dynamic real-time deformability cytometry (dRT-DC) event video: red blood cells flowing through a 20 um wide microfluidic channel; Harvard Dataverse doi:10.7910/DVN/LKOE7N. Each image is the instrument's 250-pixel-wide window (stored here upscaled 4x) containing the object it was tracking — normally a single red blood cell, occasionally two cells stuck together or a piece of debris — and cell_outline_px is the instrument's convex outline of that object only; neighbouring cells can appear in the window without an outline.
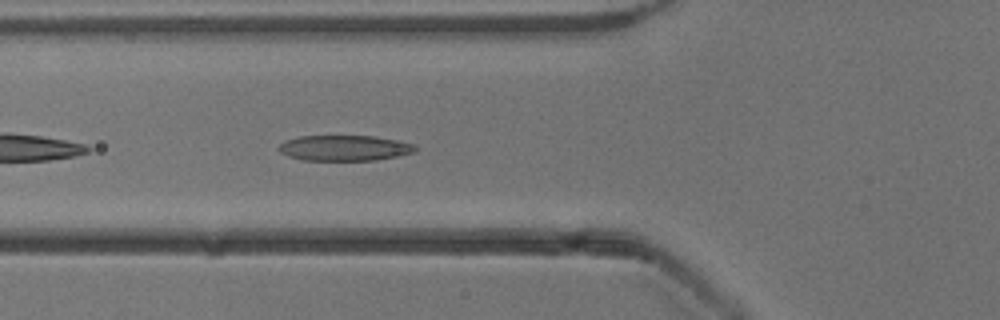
{"species": "common noctule bat (a hibernating species)", "species_latin": "Nyctalus noctula", "temperature_condition": "cold", "stored_images_in_passage": 24, "camera_frame_rate_fps": 3000, "um_per_image_px": 0.085, "animal": {"sex": "male", "body_mass_g": 13.3}, "frame": {"image": 1, "passage_image": 5, "time_ms": 1.333, "image_size_px": [1000, 320], "cell_outline_px": [[416, 152], [400, 156], [376, 160], [304, 160], [288, 156], [280, 152], [280, 144], [284, 140], [300, 136], [376, 136], [400, 140], [416, 144]], "centroid_in_image_um": [29.35, 12.57], "position_along_channel_um": 96.4, "area_um2": 20.52}}
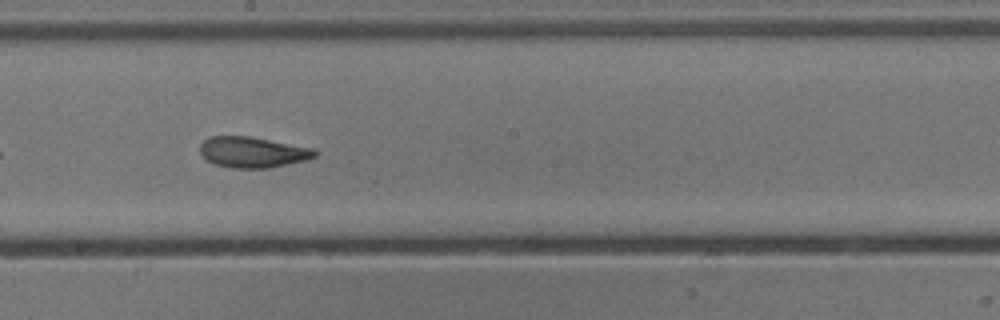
{"frame": {"image": 2, "passage_image": 15, "time_ms": 4.667, "image_size_px": [1000, 320], "cell_outline_px": [[316, 156], [308, 160], [268, 168], [232, 168], [216, 164], [208, 160], [200, 152], [200, 144], [208, 136], [248, 136], [316, 148]], "centroid_in_image_um": [21.51, 12.93], "position_along_channel_um": 226.7, "area_um2": 20.63}}
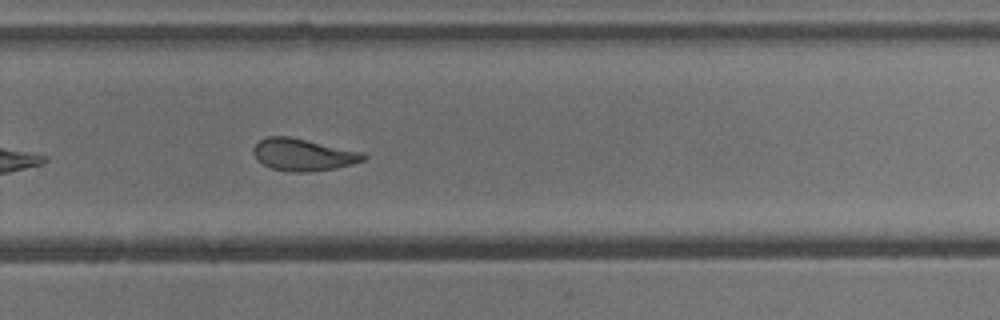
{"frame": {"image": 3, "passage_image": 21, "time_ms": 6.667, "image_size_px": [1000, 320], "cell_outline_px": [[368, 156], [364, 160], [336, 168], [304, 172], [288, 172], [272, 168], [256, 160], [252, 152], [252, 148], [260, 140], [268, 136], [288, 136], [364, 152]], "centroid_in_image_um": [25.75, 13.14], "position_along_channel_um": 304.1, "area_um2": 20.58}}